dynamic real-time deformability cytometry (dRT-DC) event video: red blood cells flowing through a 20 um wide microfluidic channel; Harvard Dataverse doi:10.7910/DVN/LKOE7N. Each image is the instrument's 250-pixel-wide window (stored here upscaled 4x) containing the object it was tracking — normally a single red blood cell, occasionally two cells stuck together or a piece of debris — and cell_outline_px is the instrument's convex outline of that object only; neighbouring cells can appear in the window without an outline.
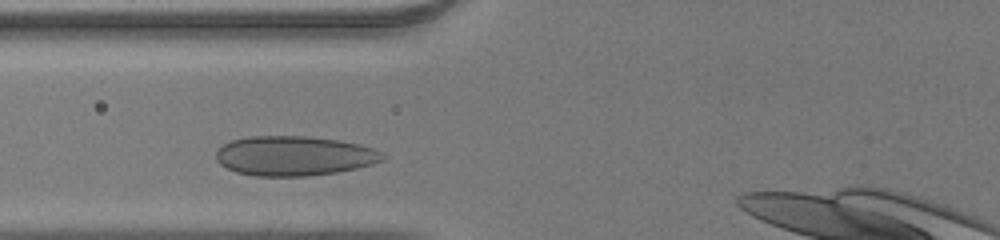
{"species": "human", "species_latin": "Homo sapiens", "temperature_condition": "room temperature", "stored_images_in_passage": 26, "camera_frame_rate_fps": 3000, "um_per_image_px": 0.085, "donor": {"sex": "male"}, "frame": {"image": 1, "passage_image": 5, "time_ms": 1.333, "image_size_px": [1000, 240], "cell_outline_px": [[384, 160], [372, 164], [356, 168], [336, 172], [304, 176], [252, 176], [236, 172], [220, 164], [216, 160], [216, 152], [224, 144], [232, 140], [252, 136], [304, 136], [340, 140], [372, 148], [380, 152], [384, 156]], "centroid_in_image_um": [24.97, 13.25], "position_along_channel_um": 100.8, "area_um2": 38.26}}
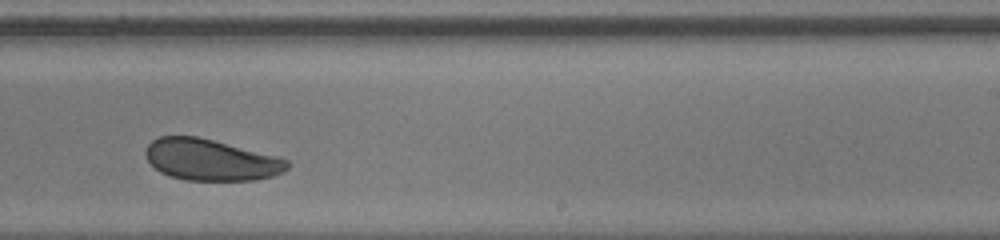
{"frame": {"image": 2, "passage_image": 17, "time_ms": 5.333, "image_size_px": [1000, 240], "cell_outline_px": [[288, 168], [272, 176], [252, 180], [184, 180], [160, 172], [148, 160], [144, 152], [148, 144], [152, 140], [160, 136], [196, 136], [280, 156], [288, 160]], "centroid_in_image_um": [17.91, 13.57], "position_along_channel_um": 271.1, "area_um2": 33.99}}
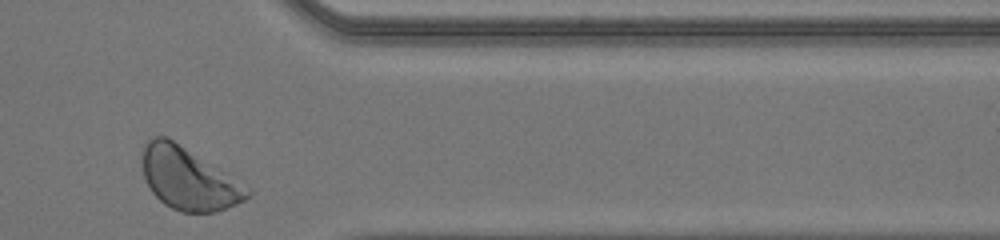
{"frame": {"image": 3, "passage_image": 26, "time_ms": 8.333, "image_size_px": [1000, 240], "cell_outline_px": [[252, 192], [244, 200], [236, 204], [216, 212], [180, 212], [164, 204], [152, 192], [144, 176], [140, 160], [140, 156], [144, 144], [152, 136], [164, 136], [172, 140], [252, 188]], "centroid_in_image_um": [16.0, 15.19], "position_along_channel_um": 395.4, "area_um2": 37.92}, "authors_computed_cell_mechanics": {"area_um2": 35.2291, "velocity_mm_per_s": 4.2687, "shape_relaxation_time_tau1_ms": 2.4258, "shape_relaxation_time_tau2_ms": null, "deformation_change_tau1": 0.0508, "deformation_change_tau2": null}}